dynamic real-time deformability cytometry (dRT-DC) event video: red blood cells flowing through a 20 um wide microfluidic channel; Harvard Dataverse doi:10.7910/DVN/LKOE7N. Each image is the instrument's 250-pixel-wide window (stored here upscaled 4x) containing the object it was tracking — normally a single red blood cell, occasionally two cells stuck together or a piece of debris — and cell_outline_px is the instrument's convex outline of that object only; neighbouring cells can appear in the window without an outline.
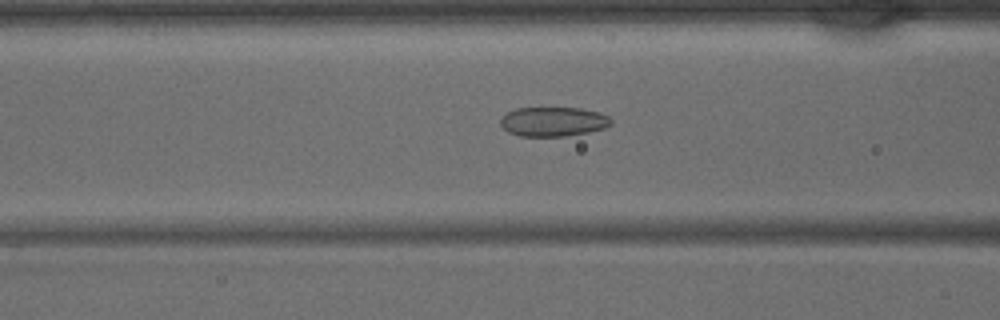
{"species": "common noctule bat (a hibernating species)", "species_latin": "Nyctalus noctula", "temperature_condition": "warm", "stored_images_in_passage": 42, "camera_frame_rate_fps": 3000, "um_per_image_px": 0.085, "animal": {"sex": "male", "body_mass_g": 15.6}, "frame": {"image": 1, "passage_image": 17, "time_ms": 5.333, "image_size_px": [1000, 320], "cell_outline_px": [[612, 124], [604, 128], [588, 132], [564, 136], [520, 136], [508, 132], [500, 124], [500, 120], [508, 112], [516, 108], [580, 108], [600, 112], [608, 116], [612, 120]], "centroid_in_image_um": [47.04, 10.33], "position_along_channel_um": 119.6, "area_um2": 18.9}}
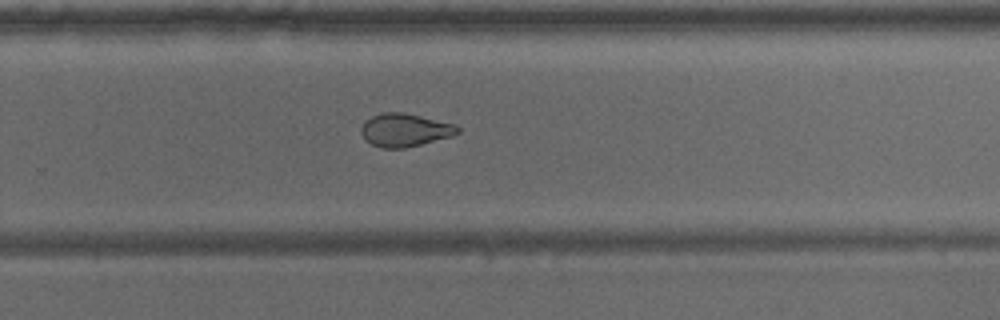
{"frame": {"image": 2, "passage_image": 28, "time_ms": 9.0, "image_size_px": [1000, 320], "cell_outline_px": [[460, 132], [452, 136], [404, 148], [380, 148], [364, 140], [360, 132], [360, 128], [372, 116], [380, 112], [404, 112], [456, 124], [460, 128]], "centroid_in_image_um": [34.41, 11.05], "position_along_channel_um": 295.4, "area_um2": 18.67}}
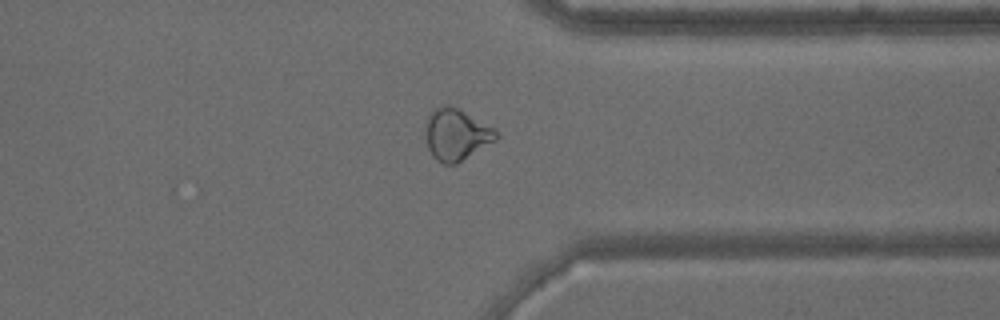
{"frame": {"image": 3, "passage_image": 33, "time_ms": 10.667, "image_size_px": [1000, 320], "cell_outline_px": [[500, 136], [496, 140], [456, 164], [444, 164], [436, 160], [432, 156], [428, 148], [424, 136], [424, 132], [428, 116], [432, 108], [444, 104], [448, 104], [496, 128]], "centroid_in_image_um": [38.76, 11.43], "position_along_channel_um": 372.6, "area_um2": 21.5}}